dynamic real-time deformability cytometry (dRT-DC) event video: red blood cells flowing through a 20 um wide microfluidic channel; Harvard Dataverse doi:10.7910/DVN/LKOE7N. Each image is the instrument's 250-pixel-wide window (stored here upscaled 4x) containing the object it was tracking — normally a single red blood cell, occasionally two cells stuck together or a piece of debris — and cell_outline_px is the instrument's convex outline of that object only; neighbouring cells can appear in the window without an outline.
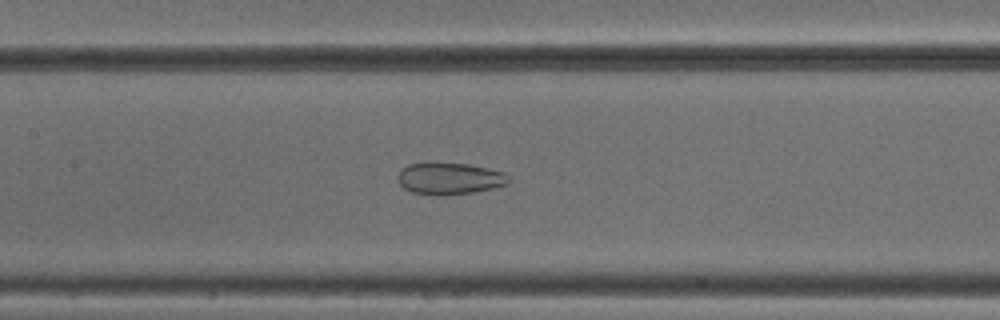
{"species": "common noctule bat (a hibernating species)", "species_latin": "Nyctalus noctula", "temperature_condition": "cold", "stored_images_in_passage": 46, "camera_frame_rate_fps": 3000, "um_per_image_px": 0.085, "animal": {"sex": "male", "body_mass_g": 18.8}, "frame": {"image": 1, "passage_image": 19, "time_ms": 6.0, "image_size_px": [1000, 320], "cell_outline_px": [[508, 184], [492, 188], [472, 192], [412, 192], [404, 188], [396, 180], [396, 176], [400, 168], [408, 164], [428, 160], [432, 160], [468, 164], [488, 168], [504, 172], [508, 176]], "centroid_in_image_um": [38.14, 15.07], "position_along_channel_um": 169.3, "area_um2": 20.4}}
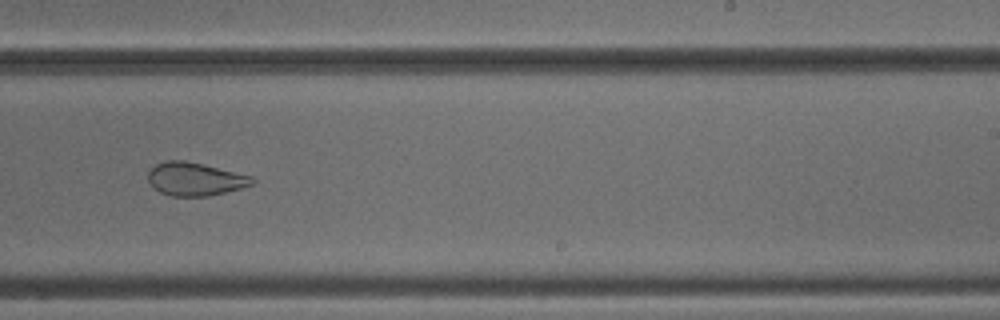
{"frame": {"image": 2, "passage_image": 27, "time_ms": 8.667, "image_size_px": [1000, 320], "cell_outline_px": [[256, 180], [252, 184], [240, 188], [208, 196], [172, 196], [160, 192], [152, 188], [148, 180], [148, 172], [156, 164], [168, 160], [184, 160], [252, 176]], "centroid_in_image_um": [16.54, 15.22], "position_along_channel_um": 272.5, "area_um2": 19.94}}
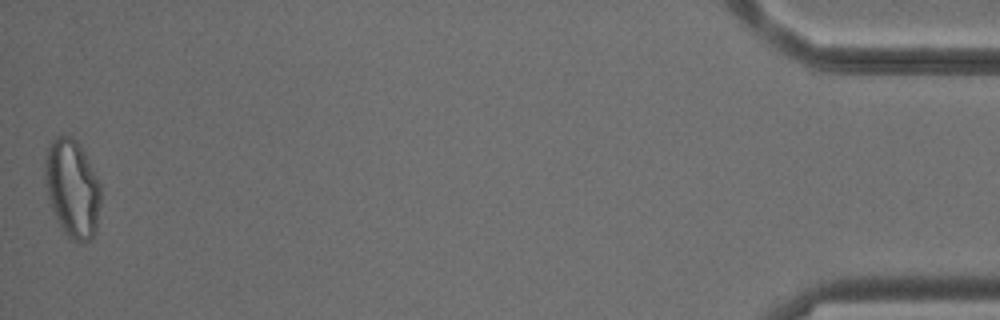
{"frame": {"image": 3, "passage_image": 46, "time_ms": 15.0, "image_size_px": [1000, 320], "cell_outline_px": [[100, 204], [96, 232], [92, 240], [84, 244], [80, 244], [68, 240], [60, 228], [56, 220], [48, 200], [44, 184], [44, 160], [48, 148], [52, 140], [56, 136], [72, 136], [76, 140], [100, 184]], "centroid_in_image_um": [6.11, 16.12], "position_along_channel_um": 429.1, "area_um2": 32.43}, "authors_computed_cell_mechanics": {"area_um2": 26.5302, "velocity_mm_per_s": 3.8799, "shape_relaxation_time_tau1_ms": null, "shape_relaxation_time_tau2_ms": 2.1139, "deformation_change_tau1": null, "deformation_change_tau2": 0.0932}}